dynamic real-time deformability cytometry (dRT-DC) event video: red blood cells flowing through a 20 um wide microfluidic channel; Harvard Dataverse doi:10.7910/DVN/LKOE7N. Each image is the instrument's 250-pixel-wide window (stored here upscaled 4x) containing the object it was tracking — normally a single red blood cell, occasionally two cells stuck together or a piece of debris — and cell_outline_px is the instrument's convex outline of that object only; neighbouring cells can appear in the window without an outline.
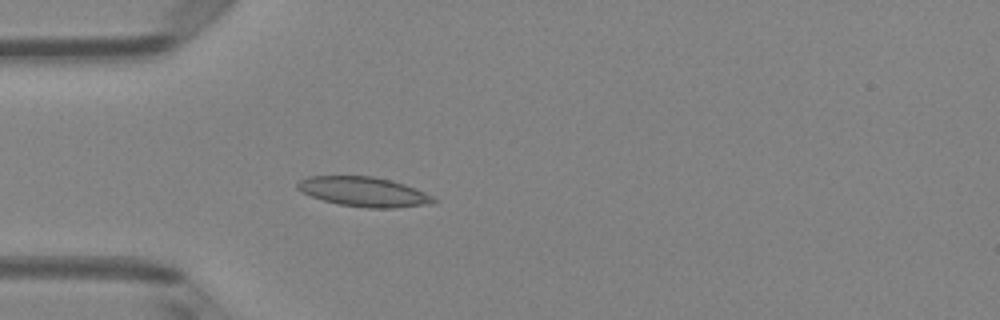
{"species": "Egyptian fruit bat (a non-hibernating species)", "species_latin": "Rousettus aegyptiacus", "temperature_condition": "room temperature", "stored_images_in_passage": 5, "camera_frame_rate_fps": 3000, "um_per_image_px": 0.085, "animal": {"sex": "female"}, "frame": {"image": 1, "passage_image": 5, "time_ms": 1.333, "image_size_px": [1000, 320], "cell_outline_px": [[436, 200], [432, 204], [396, 208], [368, 208], [340, 204], [324, 200], [300, 192], [296, 188], [296, 184], [300, 180], [308, 176], [372, 176], [404, 184], [424, 192], [432, 196]], "centroid_in_image_um": [30.9, 16.3], "position_along_channel_um": 54.1, "area_um2": 23.35}}